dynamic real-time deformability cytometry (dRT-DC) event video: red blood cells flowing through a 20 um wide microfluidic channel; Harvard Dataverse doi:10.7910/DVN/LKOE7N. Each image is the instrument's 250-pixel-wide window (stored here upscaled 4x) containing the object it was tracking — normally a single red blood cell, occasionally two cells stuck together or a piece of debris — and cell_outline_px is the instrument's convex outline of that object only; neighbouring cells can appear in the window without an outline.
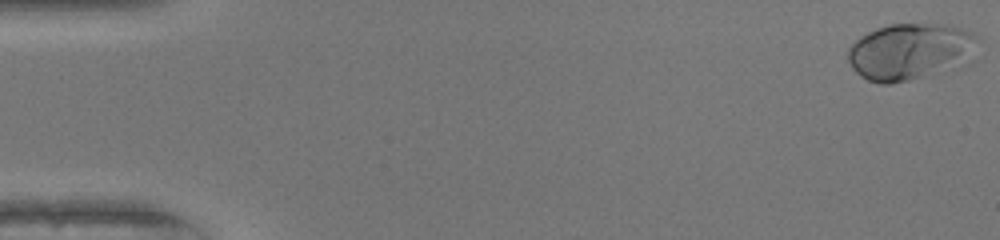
{"species": "human", "species_latin": "Homo sapiens", "temperature_condition": "warm", "stored_images_in_passage": 51, "camera_frame_rate_fps": 3000, "um_per_image_px": 0.085, "donor": {"sex": "female"}, "frame": {"image": 1, "passage_image": 1, "time_ms": 0.0, "image_size_px": [1000, 240], "cell_outline_px": [[980, 40], [928, 76], [888, 84], [880, 84], [868, 80], [860, 76], [852, 68], [848, 60], [848, 48], [860, 36], [876, 28], [888, 24], [948, 24], [972, 32], [980, 36]], "centroid_in_image_um": [77.12, 4.33], "position_along_channel_um": 7.9, "area_um2": 40.58}}
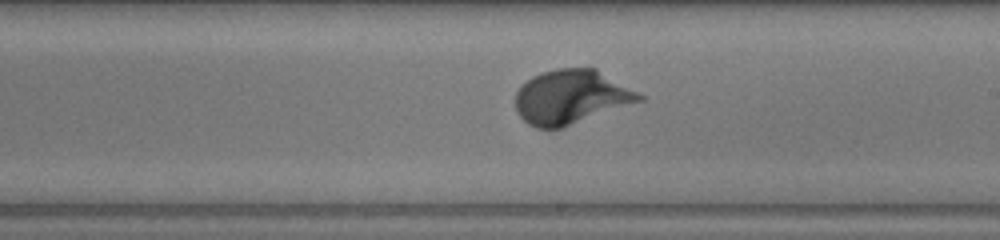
{"frame": {"image": 2, "passage_image": 30, "time_ms": 9.667, "image_size_px": [1000, 240], "cell_outline_px": [[644, 100], [560, 128], [536, 128], [528, 124], [516, 112], [516, 92], [520, 84], [532, 76], [540, 72], [556, 68], [596, 68], [644, 96]], "centroid_in_image_um": [48.5, 8.23], "position_along_channel_um": 240.5, "area_um2": 38.96}}
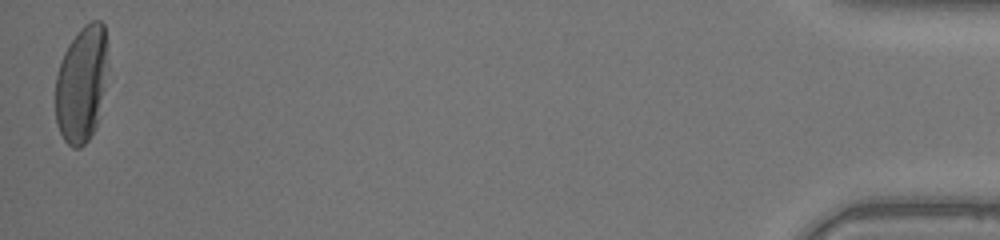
{"frame": {"image": 3, "passage_image": 51, "time_ms": 16.667, "image_size_px": [1000, 240], "cell_outline_px": [[104, 64], [96, 128], [88, 140], [80, 148], [72, 148], [64, 140], [60, 132], [56, 120], [56, 76], [64, 52], [68, 44], [76, 32], [84, 24], [92, 20], [100, 20], [104, 24]], "centroid_in_image_um": [6.85, 7.16], "position_along_channel_um": 428.4, "area_um2": 34.1}}